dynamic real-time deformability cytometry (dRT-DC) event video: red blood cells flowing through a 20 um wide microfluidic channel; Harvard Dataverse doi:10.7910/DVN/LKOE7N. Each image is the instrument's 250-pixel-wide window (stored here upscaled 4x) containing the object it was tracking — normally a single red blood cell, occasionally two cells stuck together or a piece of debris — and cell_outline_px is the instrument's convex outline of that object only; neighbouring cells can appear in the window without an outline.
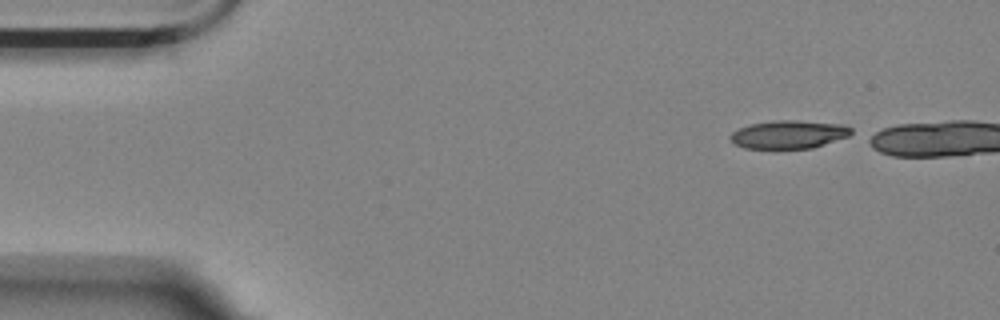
{"species": "Egyptian fruit bat (a non-hibernating species)", "species_latin": "Rousettus aegyptiacus", "temperature_condition": "room temperature", "stored_images_in_passage": 4, "camera_frame_rate_fps": 3000, "um_per_image_px": 0.085, "animal": {"sex": "female"}, "frame": {"image": 1, "passage_image": 1, "time_ms": 0.0, "image_size_px": [1000, 320], "cell_outline_px": [[852, 132], [848, 136], [812, 148], [776, 152], [772, 152], [744, 148], [736, 144], [728, 136], [732, 132], [748, 124], [776, 120], [796, 120], [844, 124], [852, 128]], "centroid_in_image_um": [66.99, 11.48], "position_along_channel_um": 18.0, "area_um2": 20.81}}